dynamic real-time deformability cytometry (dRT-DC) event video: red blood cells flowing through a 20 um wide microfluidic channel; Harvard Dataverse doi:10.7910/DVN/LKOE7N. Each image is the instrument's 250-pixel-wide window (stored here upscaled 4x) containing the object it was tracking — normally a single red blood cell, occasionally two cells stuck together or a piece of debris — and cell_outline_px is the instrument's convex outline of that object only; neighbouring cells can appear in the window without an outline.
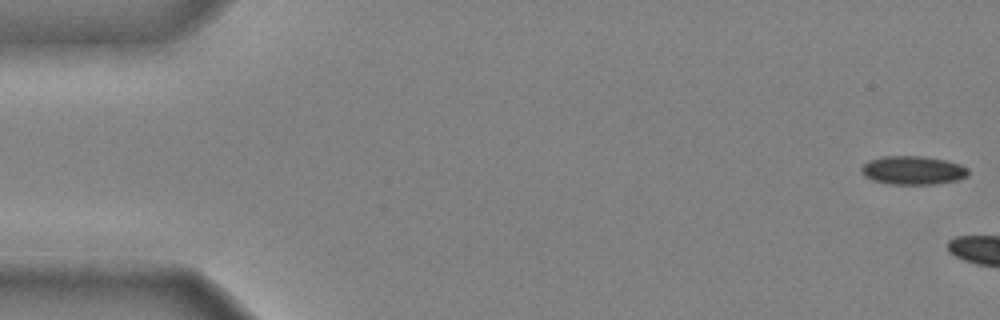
{"species": "common noctule bat (a hibernating species)", "species_latin": "Nyctalus noctula", "temperature_condition": "cold", "stored_images_in_passage": 5, "camera_frame_rate_fps": 3000, "um_per_image_px": 0.085, "animal": {"sex": "male", "body_mass_g": 20.4}, "frame": {"image": 1, "passage_image": 1, "time_ms": 0.0, "image_size_px": [1000, 320], "cell_outline_px": [[968, 176], [960, 180], [936, 184], [888, 184], [872, 180], [864, 176], [860, 172], [860, 168], [868, 160], [884, 156], [924, 156], [948, 160], [960, 164], [968, 168]], "centroid_in_image_um": [77.61, 14.47], "position_along_channel_um": 7.4, "area_um2": 18.15}}